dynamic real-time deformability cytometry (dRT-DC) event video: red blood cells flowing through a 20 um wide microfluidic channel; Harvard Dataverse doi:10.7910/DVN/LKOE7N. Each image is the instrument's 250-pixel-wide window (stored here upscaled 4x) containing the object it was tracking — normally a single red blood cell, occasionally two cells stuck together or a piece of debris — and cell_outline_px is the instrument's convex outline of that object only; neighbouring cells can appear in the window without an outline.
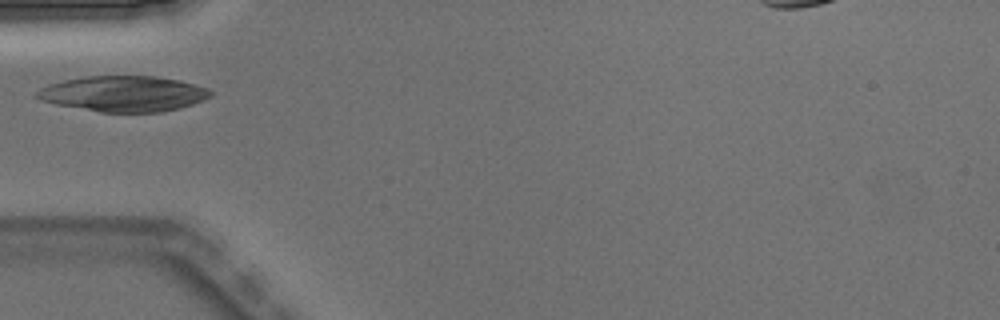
{"species": "Egyptian fruit bat (a non-hibernating species)", "species_latin": "Rousettus aegyptiacus", "temperature_condition": "warm", "stored_images_in_passage": 2, "camera_frame_rate_fps": 3000, "um_per_image_px": 0.085, "animal": {"sex": "male"}, "frame": {"image": 1, "passage_image": 1, "time_ms": 0.0, "image_size_px": [1000, 320], "cell_outline_px": [[212, 96], [204, 100], [180, 108], [160, 112], [100, 112], [56, 104], [40, 100], [36, 96], [36, 92], [40, 88], [48, 84], [64, 80], [88, 76], [156, 76], [176, 80], [208, 88], [212, 92]], "centroid_in_image_um": [10.49, 7.97], "position_along_channel_um": 74.5, "area_um2": 35.89}}